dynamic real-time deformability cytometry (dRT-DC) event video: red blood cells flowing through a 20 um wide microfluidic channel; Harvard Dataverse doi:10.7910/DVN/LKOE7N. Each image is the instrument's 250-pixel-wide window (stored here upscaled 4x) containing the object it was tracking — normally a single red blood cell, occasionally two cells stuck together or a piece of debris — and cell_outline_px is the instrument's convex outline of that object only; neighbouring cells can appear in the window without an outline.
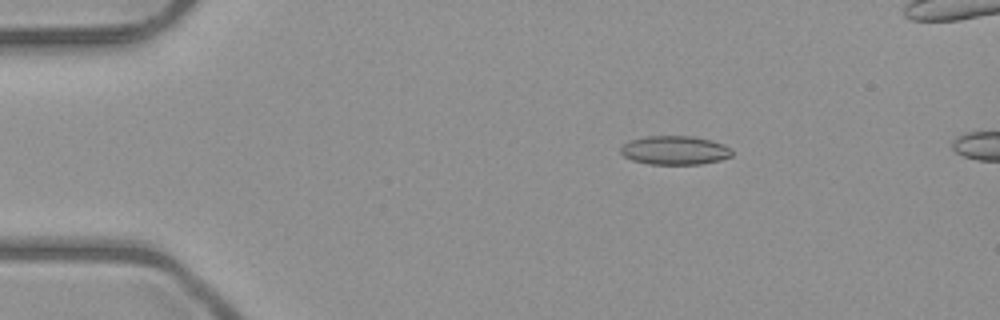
{"species": "common noctule bat (a hibernating species)", "species_latin": "Nyctalus noctula", "temperature_condition": "room temperature", "stored_images_in_passage": 14, "camera_frame_rate_fps": 3000, "um_per_image_px": 0.085, "animal": {"sex": "male", "body_mass_g": 23.1, "forearm_length_mm": 52.7}, "frame": {"image": 1, "passage_image": 10, "time_ms": 3.0, "image_size_px": [1000, 320], "cell_outline_px": [[732, 156], [720, 160], [700, 164], [648, 164], [632, 160], [624, 156], [620, 152], [620, 148], [628, 140], [644, 136], [692, 136], [712, 140], [724, 144], [732, 152]], "centroid_in_image_um": [57.33, 12.77], "position_along_channel_um": 27.7, "area_um2": 18.79}}